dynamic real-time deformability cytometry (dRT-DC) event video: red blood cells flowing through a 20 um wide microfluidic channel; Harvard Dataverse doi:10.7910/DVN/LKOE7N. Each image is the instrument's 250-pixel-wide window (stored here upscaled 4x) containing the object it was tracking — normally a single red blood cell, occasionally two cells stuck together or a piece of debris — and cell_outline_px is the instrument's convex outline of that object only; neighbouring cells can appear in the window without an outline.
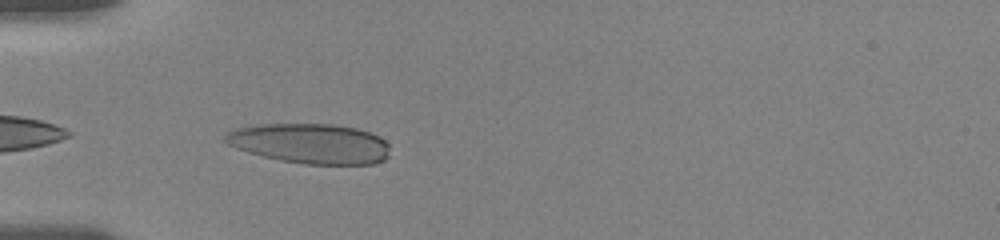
{"species": "human", "species_latin": "Homo sapiens", "temperature_condition": "room temperature", "stored_images_in_passage": 33, "camera_frame_rate_fps": 3000, "um_per_image_px": 0.085, "donor": {"sex": "female"}, "frame": {"image": 1, "passage_image": 14, "time_ms": 5.667, "image_size_px": [1000, 240], "cell_outline_px": [[388, 156], [384, 160], [372, 164], [304, 164], [280, 160], [248, 152], [236, 148], [228, 144], [224, 140], [224, 136], [228, 132], [236, 128], [260, 124], [332, 124], [356, 128], [380, 136], [388, 144]], "centroid_in_image_um": [26.37, 12.2], "position_along_channel_um": 58.6, "area_um2": 38.32}}
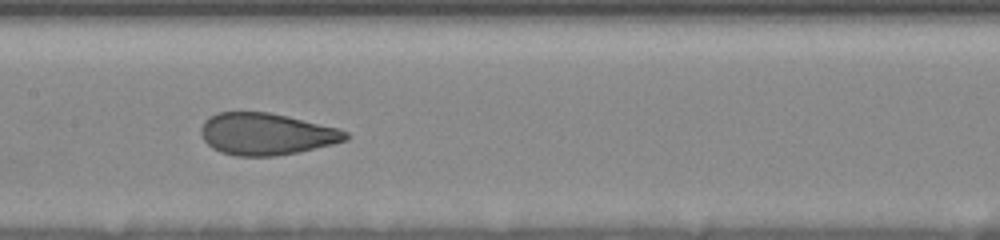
{"frame": {"image": 2, "passage_image": 21, "time_ms": 9.333, "image_size_px": [1000, 240], "cell_outline_px": [[348, 140], [332, 144], [296, 152], [272, 156], [236, 156], [220, 152], [212, 148], [204, 140], [200, 132], [200, 128], [204, 120], [216, 112], [268, 112], [288, 116], [340, 128], [348, 132]], "centroid_in_image_um": [22.62, 11.38], "position_along_channel_um": 184.8, "area_um2": 35.37}}
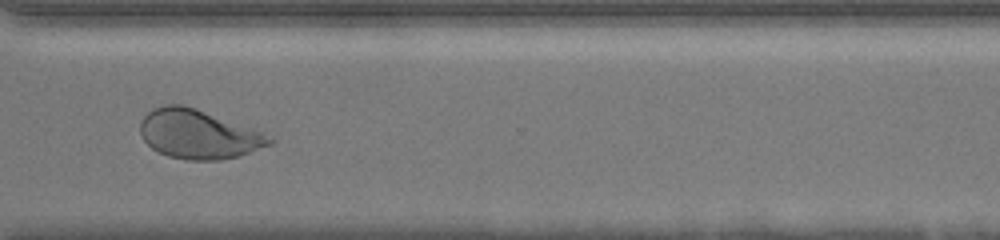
{"frame": {"image": 3, "passage_image": 32, "time_ms": 14.0, "image_size_px": [1000, 240], "cell_outline_px": [[272, 144], [236, 156], [220, 160], [188, 160], [168, 156], [152, 148], [144, 140], [140, 132], [140, 120], [148, 112], [164, 104], [184, 104], [196, 108], [260, 132], [272, 140]], "centroid_in_image_um": [16.79, 11.4], "position_along_channel_um": 353.8, "area_um2": 36.24}}